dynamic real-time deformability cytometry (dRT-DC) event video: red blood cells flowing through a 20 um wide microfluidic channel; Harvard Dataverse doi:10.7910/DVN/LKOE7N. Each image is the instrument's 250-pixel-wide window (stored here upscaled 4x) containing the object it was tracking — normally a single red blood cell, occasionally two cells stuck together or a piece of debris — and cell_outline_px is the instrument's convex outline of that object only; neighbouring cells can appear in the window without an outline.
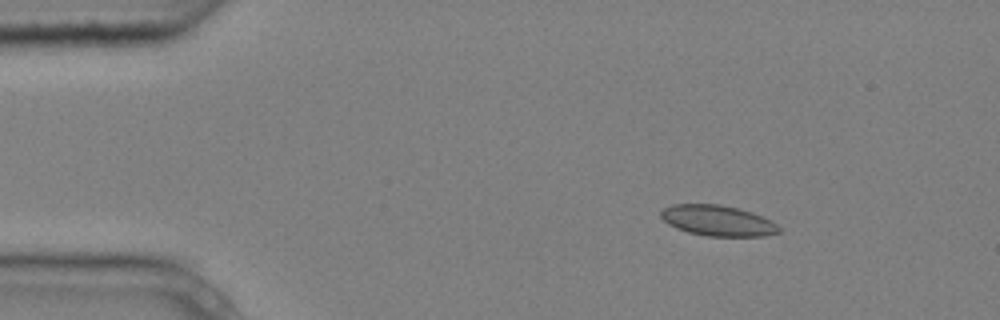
{"species": "common noctule bat (a hibernating species)", "species_latin": "Nyctalus noctula", "temperature_condition": "cold", "stored_images_in_passage": 4, "camera_frame_rate_fps": 3000, "um_per_image_px": 0.085, "animal": {"sex": "male", "body_mass_g": 20.4}, "frame": {"image": 1, "passage_image": 2, "time_ms": 0.333, "image_size_px": [1000, 320], "cell_outline_px": [[780, 232], [764, 236], [708, 236], [688, 232], [676, 228], [668, 224], [660, 216], [660, 212], [664, 208], [672, 204], [720, 204], [752, 212], [772, 220], [780, 228]], "centroid_in_image_um": [61.0, 18.75], "position_along_channel_um": 24.0, "area_um2": 21.1}}